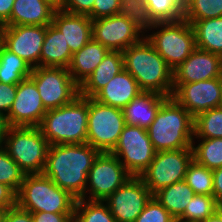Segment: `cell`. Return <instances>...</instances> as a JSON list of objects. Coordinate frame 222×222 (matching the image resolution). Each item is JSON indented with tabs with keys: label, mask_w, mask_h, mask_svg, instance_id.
Returning a JSON list of instances; mask_svg holds the SVG:
<instances>
[{
	"label": "cell",
	"mask_w": 222,
	"mask_h": 222,
	"mask_svg": "<svg viewBox=\"0 0 222 222\" xmlns=\"http://www.w3.org/2000/svg\"><path fill=\"white\" fill-rule=\"evenodd\" d=\"M99 153L87 143L50 145L43 174L76 200L85 199L88 172Z\"/></svg>",
	"instance_id": "6da1fadb"
},
{
	"label": "cell",
	"mask_w": 222,
	"mask_h": 222,
	"mask_svg": "<svg viewBox=\"0 0 222 222\" xmlns=\"http://www.w3.org/2000/svg\"><path fill=\"white\" fill-rule=\"evenodd\" d=\"M122 54L124 69L136 79L142 91L172 96L173 70L145 37Z\"/></svg>",
	"instance_id": "7a4b0ae2"
},
{
	"label": "cell",
	"mask_w": 222,
	"mask_h": 222,
	"mask_svg": "<svg viewBox=\"0 0 222 222\" xmlns=\"http://www.w3.org/2000/svg\"><path fill=\"white\" fill-rule=\"evenodd\" d=\"M147 132L156 152L192 148L194 117L171 96L163 102Z\"/></svg>",
	"instance_id": "3957f363"
},
{
	"label": "cell",
	"mask_w": 222,
	"mask_h": 222,
	"mask_svg": "<svg viewBox=\"0 0 222 222\" xmlns=\"http://www.w3.org/2000/svg\"><path fill=\"white\" fill-rule=\"evenodd\" d=\"M88 97L47 110L39 125L49 145L87 143Z\"/></svg>",
	"instance_id": "277c9868"
},
{
	"label": "cell",
	"mask_w": 222,
	"mask_h": 222,
	"mask_svg": "<svg viewBox=\"0 0 222 222\" xmlns=\"http://www.w3.org/2000/svg\"><path fill=\"white\" fill-rule=\"evenodd\" d=\"M76 199L49 177L27 174L17 193V205L31 213H74Z\"/></svg>",
	"instance_id": "5b68a950"
},
{
	"label": "cell",
	"mask_w": 222,
	"mask_h": 222,
	"mask_svg": "<svg viewBox=\"0 0 222 222\" xmlns=\"http://www.w3.org/2000/svg\"><path fill=\"white\" fill-rule=\"evenodd\" d=\"M147 33L145 38L172 70L183 63L197 48L193 27L185 19L155 23Z\"/></svg>",
	"instance_id": "8992f818"
},
{
	"label": "cell",
	"mask_w": 222,
	"mask_h": 222,
	"mask_svg": "<svg viewBox=\"0 0 222 222\" xmlns=\"http://www.w3.org/2000/svg\"><path fill=\"white\" fill-rule=\"evenodd\" d=\"M49 146L39 127L10 126L3 144L25 175L43 173Z\"/></svg>",
	"instance_id": "52a82bcc"
},
{
	"label": "cell",
	"mask_w": 222,
	"mask_h": 222,
	"mask_svg": "<svg viewBox=\"0 0 222 222\" xmlns=\"http://www.w3.org/2000/svg\"><path fill=\"white\" fill-rule=\"evenodd\" d=\"M125 126L122 109L88 97L87 144L100 152H111Z\"/></svg>",
	"instance_id": "ba28073f"
},
{
	"label": "cell",
	"mask_w": 222,
	"mask_h": 222,
	"mask_svg": "<svg viewBox=\"0 0 222 222\" xmlns=\"http://www.w3.org/2000/svg\"><path fill=\"white\" fill-rule=\"evenodd\" d=\"M29 78L35 83L46 110L71 103L79 95V85L66 68H32Z\"/></svg>",
	"instance_id": "9c48e42d"
},
{
	"label": "cell",
	"mask_w": 222,
	"mask_h": 222,
	"mask_svg": "<svg viewBox=\"0 0 222 222\" xmlns=\"http://www.w3.org/2000/svg\"><path fill=\"white\" fill-rule=\"evenodd\" d=\"M192 161L193 148L158 151L140 177L154 195L169 185L183 181Z\"/></svg>",
	"instance_id": "30bf717a"
},
{
	"label": "cell",
	"mask_w": 222,
	"mask_h": 222,
	"mask_svg": "<svg viewBox=\"0 0 222 222\" xmlns=\"http://www.w3.org/2000/svg\"><path fill=\"white\" fill-rule=\"evenodd\" d=\"M111 153L132 176H141L153 161L156 151L147 129L126 124Z\"/></svg>",
	"instance_id": "8fae6325"
},
{
	"label": "cell",
	"mask_w": 222,
	"mask_h": 222,
	"mask_svg": "<svg viewBox=\"0 0 222 222\" xmlns=\"http://www.w3.org/2000/svg\"><path fill=\"white\" fill-rule=\"evenodd\" d=\"M131 177L114 154L100 152L88 172L85 199L104 201Z\"/></svg>",
	"instance_id": "7c38bea8"
},
{
	"label": "cell",
	"mask_w": 222,
	"mask_h": 222,
	"mask_svg": "<svg viewBox=\"0 0 222 222\" xmlns=\"http://www.w3.org/2000/svg\"><path fill=\"white\" fill-rule=\"evenodd\" d=\"M144 34L134 22L121 14L92 20V38L109 51L123 52L140 42Z\"/></svg>",
	"instance_id": "4fadbf2b"
},
{
	"label": "cell",
	"mask_w": 222,
	"mask_h": 222,
	"mask_svg": "<svg viewBox=\"0 0 222 222\" xmlns=\"http://www.w3.org/2000/svg\"><path fill=\"white\" fill-rule=\"evenodd\" d=\"M45 35L46 26H0V43L11 53L21 57L32 68L40 66V55Z\"/></svg>",
	"instance_id": "5bb4252c"
},
{
	"label": "cell",
	"mask_w": 222,
	"mask_h": 222,
	"mask_svg": "<svg viewBox=\"0 0 222 222\" xmlns=\"http://www.w3.org/2000/svg\"><path fill=\"white\" fill-rule=\"evenodd\" d=\"M153 195L140 176H132L104 202L116 222H134Z\"/></svg>",
	"instance_id": "9a60e30c"
},
{
	"label": "cell",
	"mask_w": 222,
	"mask_h": 222,
	"mask_svg": "<svg viewBox=\"0 0 222 222\" xmlns=\"http://www.w3.org/2000/svg\"><path fill=\"white\" fill-rule=\"evenodd\" d=\"M172 97L196 117L204 111L221 106L219 77L192 83H173Z\"/></svg>",
	"instance_id": "2e32d148"
},
{
	"label": "cell",
	"mask_w": 222,
	"mask_h": 222,
	"mask_svg": "<svg viewBox=\"0 0 222 222\" xmlns=\"http://www.w3.org/2000/svg\"><path fill=\"white\" fill-rule=\"evenodd\" d=\"M46 112L35 83L29 77L18 83L15 100L6 115L9 126L39 127Z\"/></svg>",
	"instance_id": "e0dca14e"
},
{
	"label": "cell",
	"mask_w": 222,
	"mask_h": 222,
	"mask_svg": "<svg viewBox=\"0 0 222 222\" xmlns=\"http://www.w3.org/2000/svg\"><path fill=\"white\" fill-rule=\"evenodd\" d=\"M222 56L196 48L173 70V83H192L220 77Z\"/></svg>",
	"instance_id": "ac0fdd59"
},
{
	"label": "cell",
	"mask_w": 222,
	"mask_h": 222,
	"mask_svg": "<svg viewBox=\"0 0 222 222\" xmlns=\"http://www.w3.org/2000/svg\"><path fill=\"white\" fill-rule=\"evenodd\" d=\"M52 24L63 33L72 54L92 38V19L89 16L72 14L58 7L54 12Z\"/></svg>",
	"instance_id": "d6986e66"
},
{
	"label": "cell",
	"mask_w": 222,
	"mask_h": 222,
	"mask_svg": "<svg viewBox=\"0 0 222 222\" xmlns=\"http://www.w3.org/2000/svg\"><path fill=\"white\" fill-rule=\"evenodd\" d=\"M58 7L54 0H15L10 18L3 25L48 26Z\"/></svg>",
	"instance_id": "ffe728a7"
},
{
	"label": "cell",
	"mask_w": 222,
	"mask_h": 222,
	"mask_svg": "<svg viewBox=\"0 0 222 222\" xmlns=\"http://www.w3.org/2000/svg\"><path fill=\"white\" fill-rule=\"evenodd\" d=\"M141 92L136 79L124 69L115 75L93 99L101 104L123 109Z\"/></svg>",
	"instance_id": "44dd1931"
},
{
	"label": "cell",
	"mask_w": 222,
	"mask_h": 222,
	"mask_svg": "<svg viewBox=\"0 0 222 222\" xmlns=\"http://www.w3.org/2000/svg\"><path fill=\"white\" fill-rule=\"evenodd\" d=\"M167 98L155 92L142 91L122 109L126 124L147 129Z\"/></svg>",
	"instance_id": "7402d4cb"
},
{
	"label": "cell",
	"mask_w": 222,
	"mask_h": 222,
	"mask_svg": "<svg viewBox=\"0 0 222 222\" xmlns=\"http://www.w3.org/2000/svg\"><path fill=\"white\" fill-rule=\"evenodd\" d=\"M124 70L123 54L109 51L96 69L79 86V95L93 98L118 73Z\"/></svg>",
	"instance_id": "603a6c76"
},
{
	"label": "cell",
	"mask_w": 222,
	"mask_h": 222,
	"mask_svg": "<svg viewBox=\"0 0 222 222\" xmlns=\"http://www.w3.org/2000/svg\"><path fill=\"white\" fill-rule=\"evenodd\" d=\"M109 50L93 38L72 55L67 67L72 79L80 86L102 62Z\"/></svg>",
	"instance_id": "cb8c5ba5"
},
{
	"label": "cell",
	"mask_w": 222,
	"mask_h": 222,
	"mask_svg": "<svg viewBox=\"0 0 222 222\" xmlns=\"http://www.w3.org/2000/svg\"><path fill=\"white\" fill-rule=\"evenodd\" d=\"M72 55L63 33L52 23L46 26V35L40 55V66L67 69Z\"/></svg>",
	"instance_id": "d4e9b609"
},
{
	"label": "cell",
	"mask_w": 222,
	"mask_h": 222,
	"mask_svg": "<svg viewBox=\"0 0 222 222\" xmlns=\"http://www.w3.org/2000/svg\"><path fill=\"white\" fill-rule=\"evenodd\" d=\"M194 195L193 189L183 180L159 190L153 196L175 220H178Z\"/></svg>",
	"instance_id": "484cf974"
},
{
	"label": "cell",
	"mask_w": 222,
	"mask_h": 222,
	"mask_svg": "<svg viewBox=\"0 0 222 222\" xmlns=\"http://www.w3.org/2000/svg\"><path fill=\"white\" fill-rule=\"evenodd\" d=\"M189 23L193 27L196 47L222 56V17Z\"/></svg>",
	"instance_id": "4316f807"
},
{
	"label": "cell",
	"mask_w": 222,
	"mask_h": 222,
	"mask_svg": "<svg viewBox=\"0 0 222 222\" xmlns=\"http://www.w3.org/2000/svg\"><path fill=\"white\" fill-rule=\"evenodd\" d=\"M32 67L0 43V82L17 85L31 75Z\"/></svg>",
	"instance_id": "83f0119b"
},
{
	"label": "cell",
	"mask_w": 222,
	"mask_h": 222,
	"mask_svg": "<svg viewBox=\"0 0 222 222\" xmlns=\"http://www.w3.org/2000/svg\"><path fill=\"white\" fill-rule=\"evenodd\" d=\"M222 138V106L209 109L194 117V138Z\"/></svg>",
	"instance_id": "f1b7e54d"
},
{
	"label": "cell",
	"mask_w": 222,
	"mask_h": 222,
	"mask_svg": "<svg viewBox=\"0 0 222 222\" xmlns=\"http://www.w3.org/2000/svg\"><path fill=\"white\" fill-rule=\"evenodd\" d=\"M193 141V159L210 170L222 167V138L199 139ZM196 145V146H195Z\"/></svg>",
	"instance_id": "f546056e"
},
{
	"label": "cell",
	"mask_w": 222,
	"mask_h": 222,
	"mask_svg": "<svg viewBox=\"0 0 222 222\" xmlns=\"http://www.w3.org/2000/svg\"><path fill=\"white\" fill-rule=\"evenodd\" d=\"M73 217L78 222H116L107 204L100 200H76Z\"/></svg>",
	"instance_id": "4dcf8cb0"
},
{
	"label": "cell",
	"mask_w": 222,
	"mask_h": 222,
	"mask_svg": "<svg viewBox=\"0 0 222 222\" xmlns=\"http://www.w3.org/2000/svg\"><path fill=\"white\" fill-rule=\"evenodd\" d=\"M221 206L213 195L195 194L187 204L181 222H201L213 215Z\"/></svg>",
	"instance_id": "1f68e13d"
},
{
	"label": "cell",
	"mask_w": 222,
	"mask_h": 222,
	"mask_svg": "<svg viewBox=\"0 0 222 222\" xmlns=\"http://www.w3.org/2000/svg\"><path fill=\"white\" fill-rule=\"evenodd\" d=\"M222 17V0H184L183 19L196 22Z\"/></svg>",
	"instance_id": "d6a6232c"
},
{
	"label": "cell",
	"mask_w": 222,
	"mask_h": 222,
	"mask_svg": "<svg viewBox=\"0 0 222 222\" xmlns=\"http://www.w3.org/2000/svg\"><path fill=\"white\" fill-rule=\"evenodd\" d=\"M184 181L193 189L195 194L213 195L212 170L198 164L194 159L188 165Z\"/></svg>",
	"instance_id": "836d02e7"
},
{
	"label": "cell",
	"mask_w": 222,
	"mask_h": 222,
	"mask_svg": "<svg viewBox=\"0 0 222 222\" xmlns=\"http://www.w3.org/2000/svg\"><path fill=\"white\" fill-rule=\"evenodd\" d=\"M146 5L156 23L183 19L184 0H146Z\"/></svg>",
	"instance_id": "e575fe53"
},
{
	"label": "cell",
	"mask_w": 222,
	"mask_h": 222,
	"mask_svg": "<svg viewBox=\"0 0 222 222\" xmlns=\"http://www.w3.org/2000/svg\"><path fill=\"white\" fill-rule=\"evenodd\" d=\"M119 14L128 17L143 32L150 30L156 23L146 5V0H120Z\"/></svg>",
	"instance_id": "d590c367"
},
{
	"label": "cell",
	"mask_w": 222,
	"mask_h": 222,
	"mask_svg": "<svg viewBox=\"0 0 222 222\" xmlns=\"http://www.w3.org/2000/svg\"><path fill=\"white\" fill-rule=\"evenodd\" d=\"M24 177L25 173L8 155L7 151L0 147V183L6 184L18 193Z\"/></svg>",
	"instance_id": "8d00e7d4"
},
{
	"label": "cell",
	"mask_w": 222,
	"mask_h": 222,
	"mask_svg": "<svg viewBox=\"0 0 222 222\" xmlns=\"http://www.w3.org/2000/svg\"><path fill=\"white\" fill-rule=\"evenodd\" d=\"M170 213L152 196L134 222H175Z\"/></svg>",
	"instance_id": "74e56055"
},
{
	"label": "cell",
	"mask_w": 222,
	"mask_h": 222,
	"mask_svg": "<svg viewBox=\"0 0 222 222\" xmlns=\"http://www.w3.org/2000/svg\"><path fill=\"white\" fill-rule=\"evenodd\" d=\"M120 0H95L92 12L88 15L92 20L119 14Z\"/></svg>",
	"instance_id": "f35d334b"
},
{
	"label": "cell",
	"mask_w": 222,
	"mask_h": 222,
	"mask_svg": "<svg viewBox=\"0 0 222 222\" xmlns=\"http://www.w3.org/2000/svg\"><path fill=\"white\" fill-rule=\"evenodd\" d=\"M95 0H61L59 8L79 15L88 16L92 12Z\"/></svg>",
	"instance_id": "ab89813d"
},
{
	"label": "cell",
	"mask_w": 222,
	"mask_h": 222,
	"mask_svg": "<svg viewBox=\"0 0 222 222\" xmlns=\"http://www.w3.org/2000/svg\"><path fill=\"white\" fill-rule=\"evenodd\" d=\"M17 85L0 82V112L7 115L15 100Z\"/></svg>",
	"instance_id": "60d3db41"
},
{
	"label": "cell",
	"mask_w": 222,
	"mask_h": 222,
	"mask_svg": "<svg viewBox=\"0 0 222 222\" xmlns=\"http://www.w3.org/2000/svg\"><path fill=\"white\" fill-rule=\"evenodd\" d=\"M73 215L74 213H32L33 222H69L73 218Z\"/></svg>",
	"instance_id": "b9f144b4"
},
{
	"label": "cell",
	"mask_w": 222,
	"mask_h": 222,
	"mask_svg": "<svg viewBox=\"0 0 222 222\" xmlns=\"http://www.w3.org/2000/svg\"><path fill=\"white\" fill-rule=\"evenodd\" d=\"M4 222H33V217L31 212L16 205L6 209Z\"/></svg>",
	"instance_id": "7bdbcfd3"
},
{
	"label": "cell",
	"mask_w": 222,
	"mask_h": 222,
	"mask_svg": "<svg viewBox=\"0 0 222 222\" xmlns=\"http://www.w3.org/2000/svg\"><path fill=\"white\" fill-rule=\"evenodd\" d=\"M17 205V193L6 184L0 183V209H8Z\"/></svg>",
	"instance_id": "ee69618b"
},
{
	"label": "cell",
	"mask_w": 222,
	"mask_h": 222,
	"mask_svg": "<svg viewBox=\"0 0 222 222\" xmlns=\"http://www.w3.org/2000/svg\"><path fill=\"white\" fill-rule=\"evenodd\" d=\"M213 173V196L217 203L222 206V167L212 170Z\"/></svg>",
	"instance_id": "f6af8a7d"
},
{
	"label": "cell",
	"mask_w": 222,
	"mask_h": 222,
	"mask_svg": "<svg viewBox=\"0 0 222 222\" xmlns=\"http://www.w3.org/2000/svg\"><path fill=\"white\" fill-rule=\"evenodd\" d=\"M15 0H0V26H2L11 15Z\"/></svg>",
	"instance_id": "bcb514c9"
},
{
	"label": "cell",
	"mask_w": 222,
	"mask_h": 222,
	"mask_svg": "<svg viewBox=\"0 0 222 222\" xmlns=\"http://www.w3.org/2000/svg\"><path fill=\"white\" fill-rule=\"evenodd\" d=\"M9 127L7 116L0 112V147H3Z\"/></svg>",
	"instance_id": "7dc6e473"
},
{
	"label": "cell",
	"mask_w": 222,
	"mask_h": 222,
	"mask_svg": "<svg viewBox=\"0 0 222 222\" xmlns=\"http://www.w3.org/2000/svg\"><path fill=\"white\" fill-rule=\"evenodd\" d=\"M201 222H222V208L220 207L213 215Z\"/></svg>",
	"instance_id": "c3c4849f"
},
{
	"label": "cell",
	"mask_w": 222,
	"mask_h": 222,
	"mask_svg": "<svg viewBox=\"0 0 222 222\" xmlns=\"http://www.w3.org/2000/svg\"><path fill=\"white\" fill-rule=\"evenodd\" d=\"M5 209H0V222L5 221Z\"/></svg>",
	"instance_id": "681fc988"
},
{
	"label": "cell",
	"mask_w": 222,
	"mask_h": 222,
	"mask_svg": "<svg viewBox=\"0 0 222 222\" xmlns=\"http://www.w3.org/2000/svg\"><path fill=\"white\" fill-rule=\"evenodd\" d=\"M219 80H220V86H221V106H222V72H221V75L219 77Z\"/></svg>",
	"instance_id": "f907efd6"
},
{
	"label": "cell",
	"mask_w": 222,
	"mask_h": 222,
	"mask_svg": "<svg viewBox=\"0 0 222 222\" xmlns=\"http://www.w3.org/2000/svg\"><path fill=\"white\" fill-rule=\"evenodd\" d=\"M69 222H78L74 217Z\"/></svg>",
	"instance_id": "816d5d0a"
},
{
	"label": "cell",
	"mask_w": 222,
	"mask_h": 222,
	"mask_svg": "<svg viewBox=\"0 0 222 222\" xmlns=\"http://www.w3.org/2000/svg\"><path fill=\"white\" fill-rule=\"evenodd\" d=\"M58 5L60 4L61 0H54Z\"/></svg>",
	"instance_id": "f5cc1de1"
}]
</instances>
